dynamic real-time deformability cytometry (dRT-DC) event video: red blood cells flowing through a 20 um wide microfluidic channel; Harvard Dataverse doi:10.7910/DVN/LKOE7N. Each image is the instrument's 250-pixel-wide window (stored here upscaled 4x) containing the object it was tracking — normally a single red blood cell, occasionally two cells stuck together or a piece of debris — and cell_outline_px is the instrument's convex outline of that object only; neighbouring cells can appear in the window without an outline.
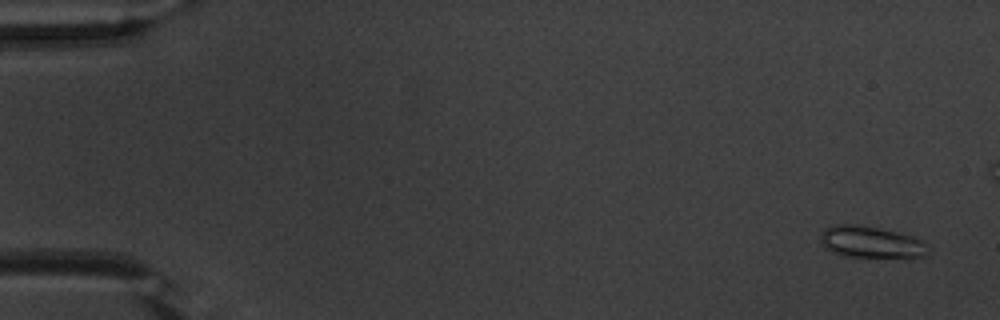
{"species": "common noctule bat (a hibernating species)", "species_latin": "Nyctalus noctula", "temperature_condition": "warm", "stored_images_in_passage": 17, "camera_frame_rate_fps": 3000, "um_per_image_px": 0.085, "animal": {"sex": "male", "body_mass_g": 20.1, "forearm_length_mm": 53.5}, "frame": {"image": 1, "passage_image": 3, "time_ms": 0.667, "image_size_px": [1000, 320], "cell_outline_px": [[932, 248], [928, 256], [908, 260], [844, 256], [824, 248], [820, 240], [820, 236], [824, 228], [832, 224], [856, 224], [880, 228], [912, 236], [920, 240]], "centroid_in_image_um": [74.13, 20.63], "position_along_channel_um": 10.9, "area_um2": 20.98}}